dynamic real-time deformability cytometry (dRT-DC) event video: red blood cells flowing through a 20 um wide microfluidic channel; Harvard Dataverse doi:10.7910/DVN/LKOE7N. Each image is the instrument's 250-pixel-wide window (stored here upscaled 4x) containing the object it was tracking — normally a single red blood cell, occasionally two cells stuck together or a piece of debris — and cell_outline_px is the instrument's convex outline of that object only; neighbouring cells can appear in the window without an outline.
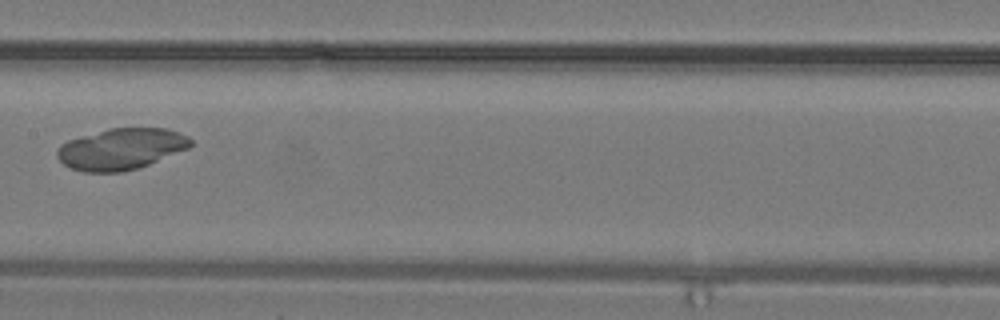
{"species": "common noctule bat (a hibernating species)", "species_latin": "Nyctalus noctula", "temperature_condition": "warm", "stored_images_in_passage": 19, "camera_frame_rate_fps": 3000, "um_per_image_px": 0.085, "animal": {"sex": "male", "body_mass_g": 19.2, "forearm_length_mm": 51.8}, "frame": {"image": 1, "passage_image": 16, "time_ms": 5.0, "image_size_px": [1000, 320], "cell_outline_px": [[192, 144], [188, 148], [148, 164], [124, 172], [84, 172], [72, 168], [64, 164], [56, 156], [56, 152], [60, 144], [68, 140], [108, 128], [168, 128], [180, 132], [188, 136], [192, 140]], "centroid_in_image_um": [10.29, 12.65], "position_along_channel_um": 197.1, "area_um2": 32.02}}
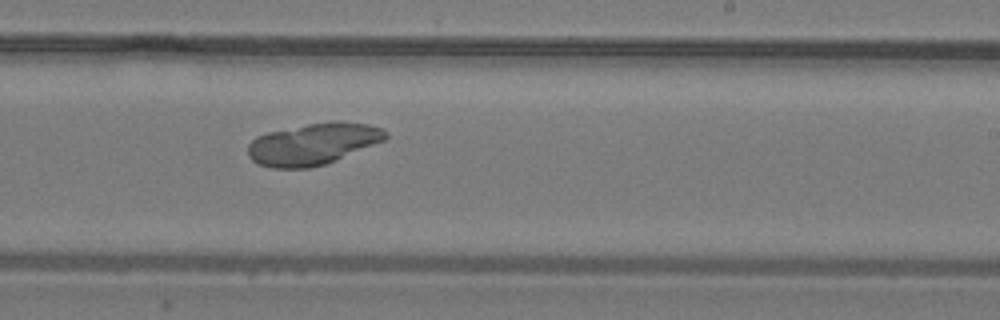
{"frame": {"image": 2, "passage_image": 19, "time_ms": 6.0, "image_size_px": [1000, 320], "cell_outline_px": [[388, 136], [384, 140], [336, 160], [324, 164], [308, 168], [272, 168], [256, 164], [248, 156], [248, 144], [256, 136], [268, 132], [308, 124], [332, 120], [340, 120], [368, 124], [384, 128], [388, 132]], "centroid_in_image_um": [26.61, 12.22], "position_along_channel_um": 262.4, "area_um2": 33.58}}